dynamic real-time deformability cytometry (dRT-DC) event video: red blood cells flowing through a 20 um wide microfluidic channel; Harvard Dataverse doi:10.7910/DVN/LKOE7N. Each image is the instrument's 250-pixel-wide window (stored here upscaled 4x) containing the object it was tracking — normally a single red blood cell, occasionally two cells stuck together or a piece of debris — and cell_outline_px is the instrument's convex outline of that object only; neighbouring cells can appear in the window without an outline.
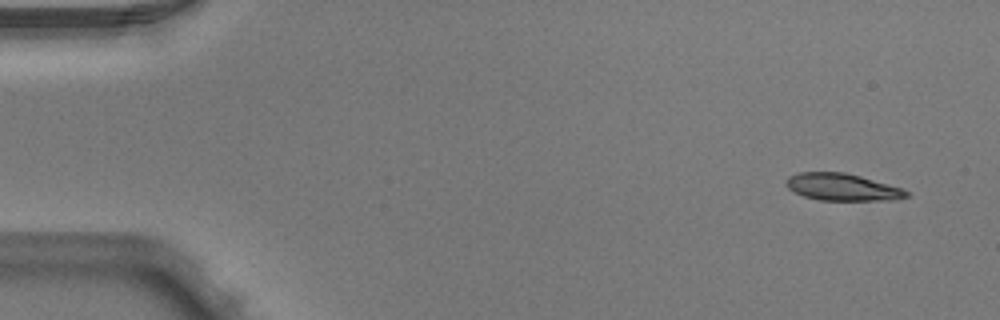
{"species": "Egyptian fruit bat (a non-hibernating species)", "species_latin": "Rousettus aegyptiacus", "temperature_condition": "warm", "stored_images_in_passage": 3, "camera_frame_rate_fps": 3000, "um_per_image_px": 0.085, "animal": {"sex": "male"}, "frame": {"image": 1, "passage_image": 1, "time_ms": 0.0, "image_size_px": [1000, 320], "cell_outline_px": [[912, 196], [892, 200], [820, 200], [804, 196], [788, 188], [784, 184], [784, 180], [788, 176], [796, 172], [844, 172], [860, 176], [904, 188]], "centroid_in_image_um": [71.6, 15.89], "position_along_channel_um": 13.4, "area_um2": 19.19}}